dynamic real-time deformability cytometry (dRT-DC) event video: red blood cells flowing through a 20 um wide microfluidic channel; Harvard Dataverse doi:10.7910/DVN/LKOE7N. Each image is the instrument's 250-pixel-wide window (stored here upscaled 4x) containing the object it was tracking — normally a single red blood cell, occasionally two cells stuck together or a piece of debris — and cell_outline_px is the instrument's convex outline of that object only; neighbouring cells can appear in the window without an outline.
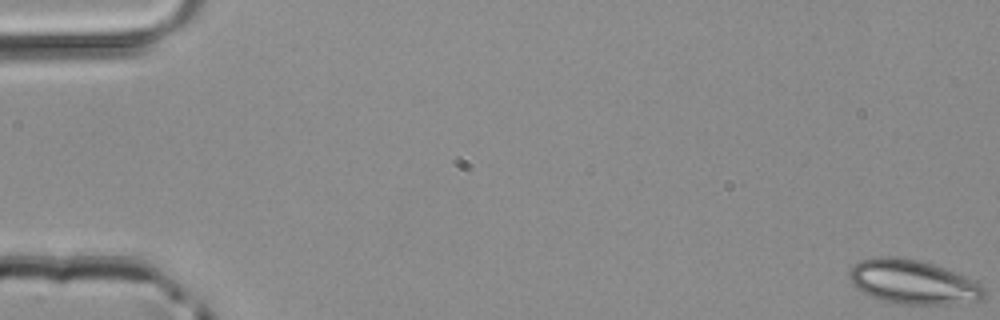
{"species": "common noctule bat (a hibernating species)", "species_latin": "Nyctalus noctula", "temperature_condition": "room temperature", "stored_images_in_passage": 49, "camera_frame_rate_fps": 3000, "um_per_image_px": 0.085, "animal": {"sex": "male", "body_mass_g": 20.4}, "frame": {"image": 1, "passage_image": 1, "time_ms": 0.0, "image_size_px": [1000, 320], "cell_outline_px": [[984, 296], [980, 300], [948, 304], [896, 304], [872, 296], [856, 288], [852, 284], [848, 276], [848, 272], [860, 260], [876, 256], [896, 256], [916, 260], [932, 264], [944, 268], [964, 276], [980, 284], [984, 288]], "centroid_in_image_um": [77.56, 23.96], "position_along_channel_um": 7.4, "area_um2": 34.33}}
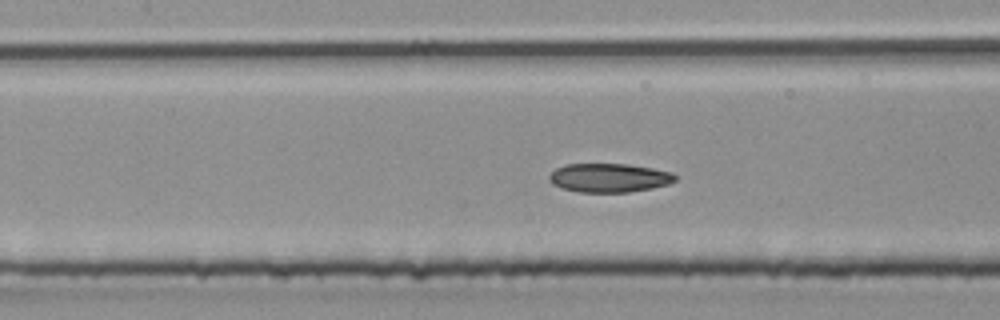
{"frame": {"image": 2, "passage_image": 23, "time_ms": 7.333, "image_size_px": [1000, 320], "cell_outline_px": [[676, 180], [668, 184], [652, 188], [628, 192], [580, 192], [560, 188], [552, 184], [548, 180], [548, 176], [556, 168], [568, 164], [628, 164], [652, 168], [672, 172], [676, 176]], "centroid_in_image_um": [51.76, 15.11], "position_along_channel_um": 155.6, "area_um2": 21.21}}
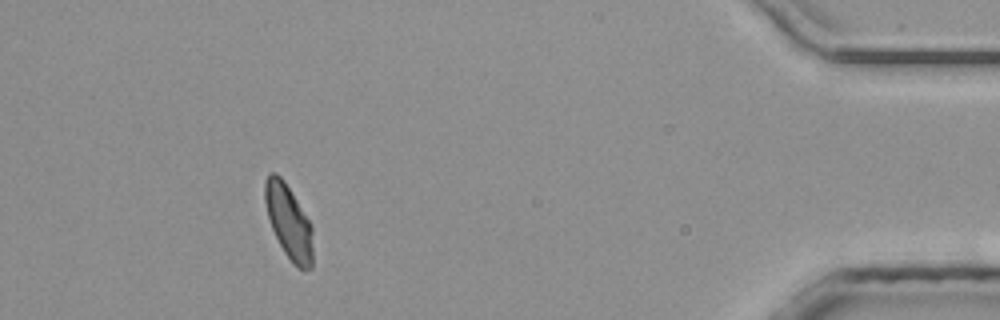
{"frame": {"image": 3, "passage_image": 45, "time_ms": 14.667, "image_size_px": [1000, 320], "cell_outline_px": [[312, 268], [296, 268], [292, 264], [284, 252], [272, 228], [268, 216], [264, 200], [264, 180], [268, 172], [276, 172], [284, 180], [312, 224]], "centroid_in_image_um": [24.53, 18.81], "position_along_channel_um": 410.7, "area_um2": 20.75}}